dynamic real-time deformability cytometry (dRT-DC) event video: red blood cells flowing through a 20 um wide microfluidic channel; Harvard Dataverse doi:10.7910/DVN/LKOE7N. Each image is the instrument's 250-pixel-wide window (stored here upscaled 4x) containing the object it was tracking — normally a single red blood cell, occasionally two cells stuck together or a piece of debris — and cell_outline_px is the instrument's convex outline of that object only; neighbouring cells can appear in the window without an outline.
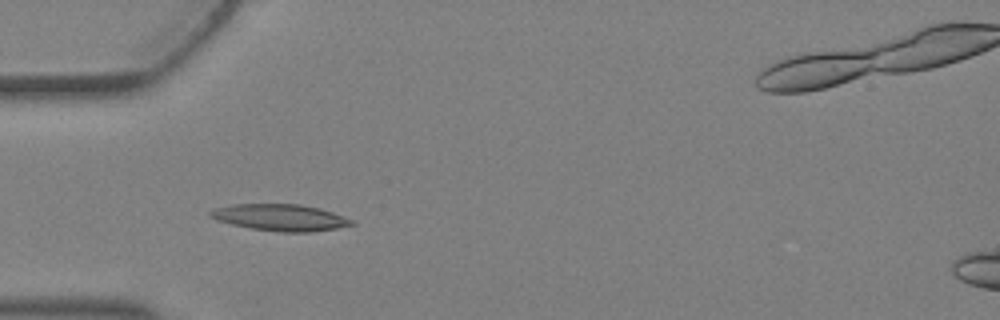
{"species": "Egyptian fruit bat (a non-hibernating species)", "species_latin": "Rousettus aegyptiacus", "temperature_condition": "warm", "stored_images_in_passage": 4, "camera_frame_rate_fps": 3000, "um_per_image_px": 0.085, "animal": {"sex": "female"}, "frame": {"image": 1, "passage_image": 4, "time_ms": 1.0, "image_size_px": [1000, 320], "cell_outline_px": [[356, 224], [336, 228], [308, 232], [280, 232], [252, 228], [232, 224], [216, 220], [208, 216], [208, 212], [216, 208], [236, 204], [300, 204], [320, 208], [332, 212], [352, 220]], "centroid_in_image_um": [23.81, 18.48], "position_along_channel_um": 61.2, "area_um2": 21.73}}